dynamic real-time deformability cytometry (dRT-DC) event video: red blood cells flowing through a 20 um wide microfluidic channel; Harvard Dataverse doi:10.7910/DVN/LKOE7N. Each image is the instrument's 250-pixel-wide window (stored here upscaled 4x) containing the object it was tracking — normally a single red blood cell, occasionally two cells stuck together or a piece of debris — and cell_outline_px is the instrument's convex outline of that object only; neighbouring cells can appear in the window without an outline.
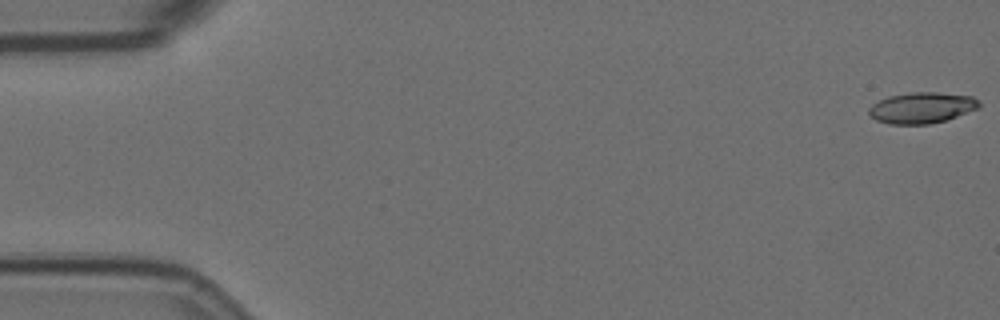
{"species": "Egyptian fruit bat (a non-hibernating species)", "species_latin": "Rousettus aegyptiacus", "temperature_condition": "room temperature", "stored_images_in_passage": 19, "camera_frame_rate_fps": 3000, "um_per_image_px": 0.085, "animal": {"sex": "female"}, "frame": {"image": 1, "passage_image": 1, "time_ms": 0.0, "image_size_px": [1000, 320], "cell_outline_px": [[980, 108], [944, 120], [928, 124], [888, 124], [876, 120], [868, 112], [868, 108], [872, 104], [888, 96], [912, 92], [936, 92], [972, 96], [980, 104]], "centroid_in_image_um": [78.33, 9.15], "position_along_channel_um": 6.7, "area_um2": 19.77}}
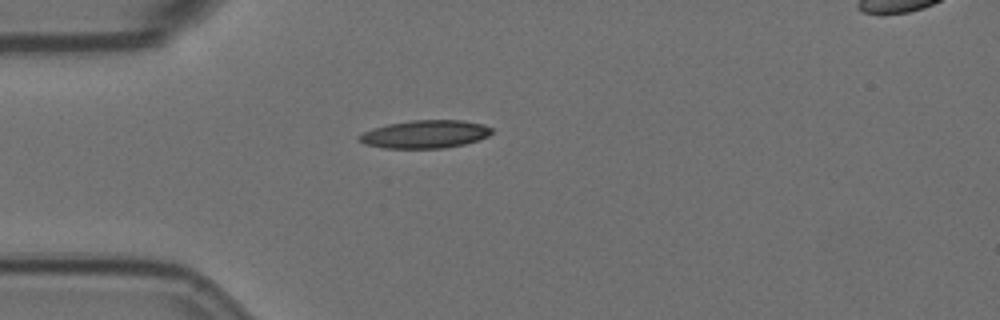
{"frame": {"image": 2, "passage_image": 16, "time_ms": 5.0, "image_size_px": [1000, 320], "cell_outline_px": [[492, 132], [488, 136], [464, 144], [444, 148], [384, 148], [364, 144], [356, 136], [372, 128], [388, 124], [412, 120], [464, 120], [480, 124], [492, 128]], "centroid_in_image_um": [36.1, 11.4], "position_along_channel_um": 48.9, "area_um2": 21.5}}